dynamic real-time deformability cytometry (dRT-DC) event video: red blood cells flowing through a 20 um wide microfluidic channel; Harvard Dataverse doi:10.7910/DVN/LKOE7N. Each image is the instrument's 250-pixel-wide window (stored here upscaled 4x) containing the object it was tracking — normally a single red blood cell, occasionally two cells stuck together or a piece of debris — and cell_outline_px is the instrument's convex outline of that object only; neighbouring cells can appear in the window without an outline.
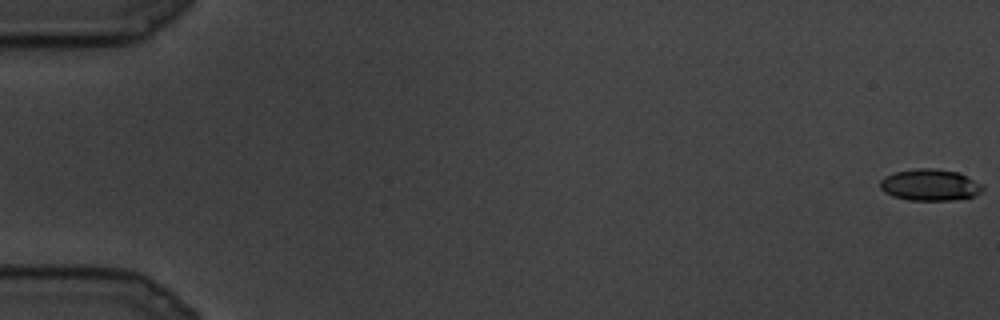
{"species": "common noctule bat (a hibernating species)", "species_latin": "Nyctalus noctula", "temperature_condition": "cold", "stored_images_in_passage": 90, "camera_frame_rate_fps": 3000, "um_per_image_px": 0.085, "animal": {"sex": "male", "body_mass_g": 19.5, "forearm_length_mm": 54.6}, "frame": {"image": 1, "passage_image": 1, "time_ms": 0.0, "image_size_px": [1000, 320], "cell_outline_px": [[984, 188], [980, 192], [972, 196], [952, 200], [908, 200], [892, 196], [884, 192], [880, 188], [880, 180], [884, 176], [896, 172], [916, 168], [936, 168], [956, 172], [984, 184]], "centroid_in_image_um": [79.02, 15.71], "position_along_channel_um": 6.0, "area_um2": 18.84}}
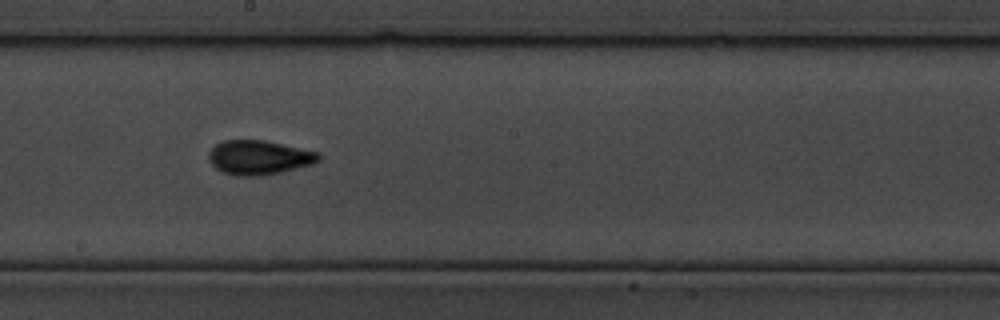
{"frame": {"image": 2, "passage_image": 51, "time_ms": 16.667, "image_size_px": [1000, 320], "cell_outline_px": [[320, 160], [312, 164], [280, 172], [260, 176], [236, 176], [224, 172], [216, 168], [208, 160], [208, 152], [216, 144], [224, 140], [264, 140], [320, 152]], "centroid_in_image_um": [22.01, 13.38], "position_along_channel_um": 226.2, "area_um2": 21.96}}
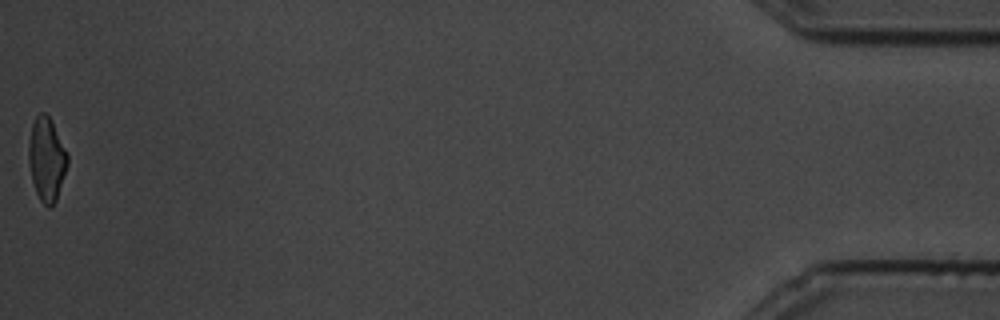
{"frame": {"image": 3, "passage_image": 90, "time_ms": 29.667, "image_size_px": [1000, 320], "cell_outline_px": [[68, 164], [56, 200], [48, 208], [40, 200], [36, 192], [32, 180], [28, 160], [28, 144], [32, 124], [36, 116], [40, 112], [44, 112], [52, 120], [68, 152]], "centroid_in_image_um": [3.97, 13.5], "position_along_channel_um": 431.2, "area_um2": 19.02}}